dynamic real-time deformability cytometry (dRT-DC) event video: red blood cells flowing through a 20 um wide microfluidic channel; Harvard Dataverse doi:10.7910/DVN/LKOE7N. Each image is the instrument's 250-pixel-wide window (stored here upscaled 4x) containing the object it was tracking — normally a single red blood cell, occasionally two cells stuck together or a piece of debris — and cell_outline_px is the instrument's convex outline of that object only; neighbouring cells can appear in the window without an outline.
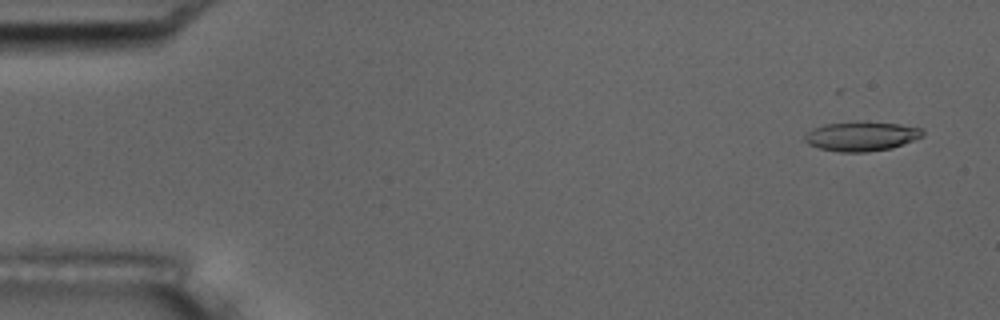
{"species": "common noctule bat (a hibernating species)", "species_latin": "Nyctalus noctula", "temperature_condition": "room temperature", "stored_images_in_passage": 5, "camera_frame_rate_fps": 3000, "um_per_image_px": 0.085, "animal": {"sex": "male", "body_mass_g": 17.5, "forearm_length_mm": 52.3}, "frame": {"image": 1, "passage_image": 1, "time_ms": 0.0, "image_size_px": [1000, 320], "cell_outline_px": [[924, 136], [892, 148], [868, 152], [840, 152], [820, 148], [808, 144], [804, 140], [804, 136], [812, 128], [824, 124], [856, 120], [864, 120], [900, 124], [920, 128], [924, 132]], "centroid_in_image_um": [73.21, 11.56], "position_along_channel_um": 11.8, "area_um2": 20.63}}